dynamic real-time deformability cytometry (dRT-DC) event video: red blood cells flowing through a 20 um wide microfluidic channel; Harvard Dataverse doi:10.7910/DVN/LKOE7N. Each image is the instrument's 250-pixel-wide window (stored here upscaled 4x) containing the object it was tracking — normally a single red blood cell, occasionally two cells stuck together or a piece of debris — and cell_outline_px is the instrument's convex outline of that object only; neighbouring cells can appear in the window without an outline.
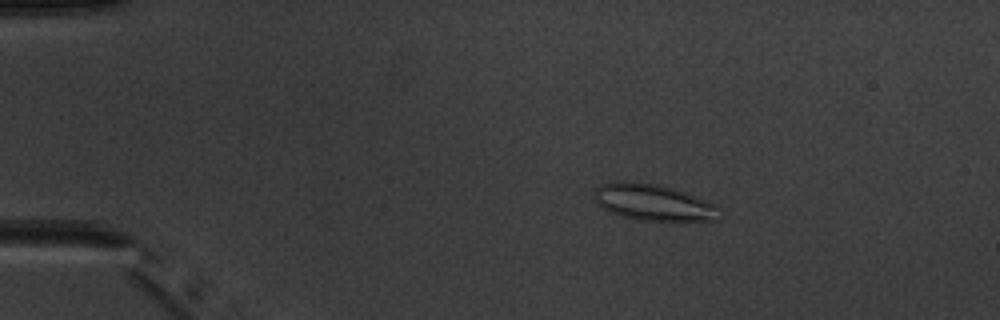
{"species": "common noctule bat (a hibernating species)", "species_latin": "Nyctalus noctula", "temperature_condition": "warm", "stored_images_in_passage": 5, "camera_frame_rate_fps": 3000, "um_per_image_px": 0.085, "animal": {"sex": "male", "body_mass_g": 20.1, "forearm_length_mm": 53.5}, "frame": {"image": 1, "passage_image": 3, "time_ms": 2.333, "image_size_px": [1000, 320], "cell_outline_px": [[724, 216], [720, 220], [640, 220], [624, 216], [612, 212], [596, 204], [596, 188], [600, 184], [616, 180], [636, 180], [660, 184], [684, 192], [704, 200], [720, 208]], "centroid_in_image_um": [55.55, 17.18], "position_along_channel_um": 29.4, "area_um2": 26.65}}